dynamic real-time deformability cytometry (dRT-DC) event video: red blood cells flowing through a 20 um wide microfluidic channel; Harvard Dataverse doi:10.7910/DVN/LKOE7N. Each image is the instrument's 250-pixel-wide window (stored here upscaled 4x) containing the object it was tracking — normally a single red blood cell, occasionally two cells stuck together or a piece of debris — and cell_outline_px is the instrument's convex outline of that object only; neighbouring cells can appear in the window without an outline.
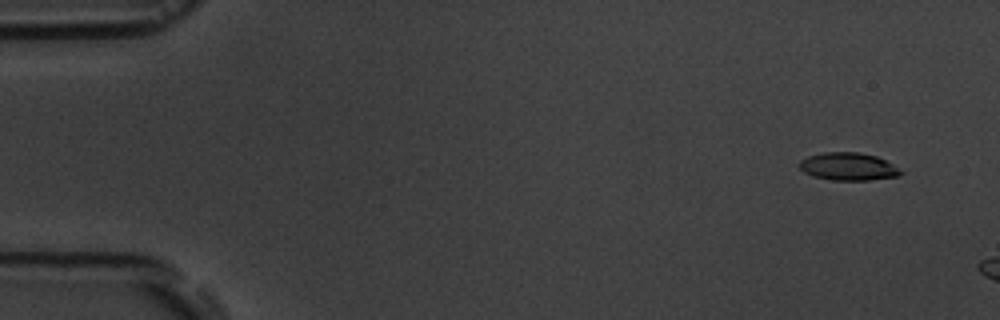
{"species": "common noctule bat (a hibernating species)", "species_latin": "Nyctalus noctula", "temperature_condition": "room temperature", "stored_images_in_passage": 4, "camera_frame_rate_fps": 3000, "um_per_image_px": 0.085, "animal": {"sex": "male", "body_mass_g": 19.5, "forearm_length_mm": 54.6}, "frame": {"image": 1, "passage_image": 1, "time_ms": 0.0, "image_size_px": [1000, 320], "cell_outline_px": [[904, 172], [896, 176], [868, 180], [832, 180], [812, 176], [804, 172], [796, 164], [800, 160], [808, 156], [824, 152], [860, 152], [876, 156], [892, 164]], "centroid_in_image_um": [72.05, 14.15], "position_along_channel_um": 13.0, "area_um2": 16.36}}